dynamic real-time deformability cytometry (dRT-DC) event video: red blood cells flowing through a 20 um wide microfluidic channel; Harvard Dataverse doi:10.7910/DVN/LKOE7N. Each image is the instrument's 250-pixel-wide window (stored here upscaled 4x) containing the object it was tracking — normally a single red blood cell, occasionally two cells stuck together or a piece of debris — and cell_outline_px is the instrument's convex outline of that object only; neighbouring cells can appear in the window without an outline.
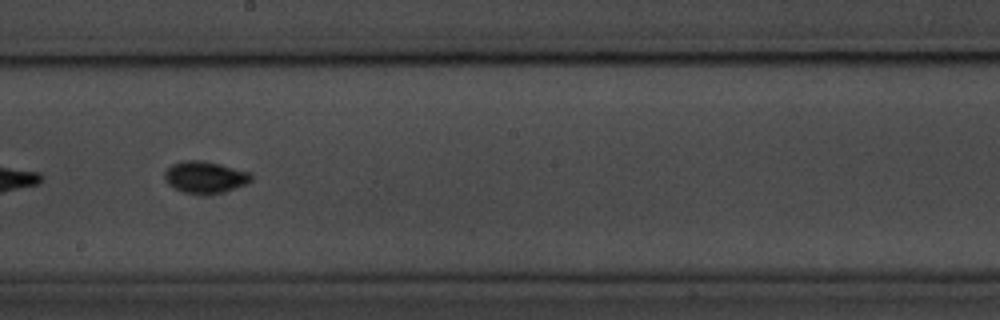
{"species": "common noctule bat (a hibernating species)", "species_latin": "Nyctalus noctula", "temperature_condition": "room temperature", "stored_images_in_passage": 21, "camera_frame_rate_fps": 3000, "um_per_image_px": 0.085, "animal": {"sex": "male", "body_mass_g": 20.1, "forearm_length_mm": 53.5}, "frame": {"image": 1, "passage_image": 18, "time_ms": 5.667, "image_size_px": [1000, 320], "cell_outline_px": [[252, 180], [248, 184], [224, 192], [184, 192], [168, 184], [164, 176], [164, 172], [172, 164], [184, 160], [200, 160], [220, 164], [252, 172]], "centroid_in_image_um": [17.48, 15.02], "position_along_channel_um": 230.7, "area_um2": 15.78}}